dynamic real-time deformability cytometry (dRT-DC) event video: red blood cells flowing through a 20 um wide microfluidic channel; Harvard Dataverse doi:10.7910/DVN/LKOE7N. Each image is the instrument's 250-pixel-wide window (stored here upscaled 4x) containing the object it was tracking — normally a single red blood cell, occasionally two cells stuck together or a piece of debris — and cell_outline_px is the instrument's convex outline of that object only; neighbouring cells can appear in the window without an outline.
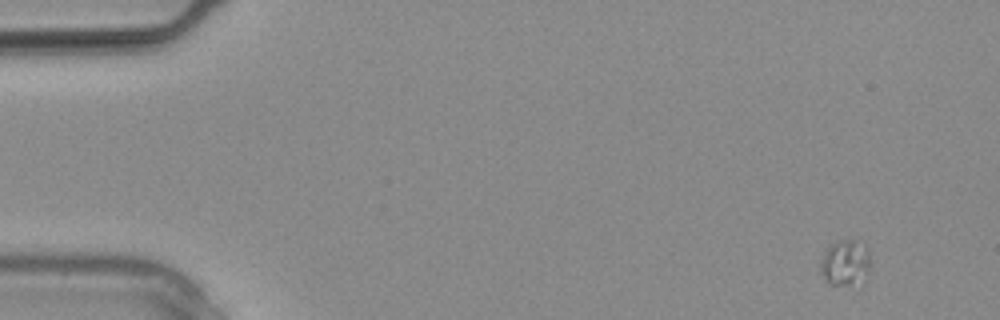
{"species": "common noctule bat (a hibernating species)", "species_latin": "Nyctalus noctula", "temperature_condition": "warm", "stored_images_in_passage": 28, "camera_frame_rate_fps": 3000, "um_per_image_px": 0.085, "animal": {"sex": "male", "body_mass_g": 20.4}, "frame": {"image": 1, "passage_image": 1, "time_ms": 0.0, "image_size_px": [1000, 320], "cell_outline_px": [[868, 268], [848, 284], [828, 284], [820, 272], [820, 260], [828, 248], [836, 240], [856, 240], [868, 252]], "centroid_in_image_um": [71.72, 22.27], "position_along_channel_um": 13.3, "area_um2": 12.2}}
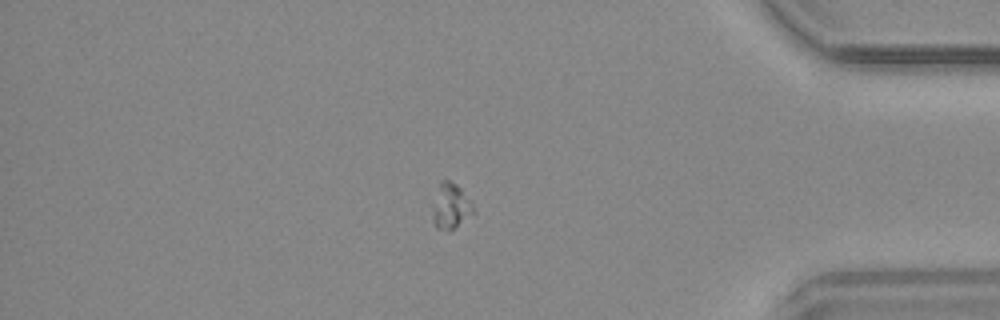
{"frame": {"image": 2, "passage_image": 24, "time_ms": 7.667, "image_size_px": [1000, 320], "cell_outline_px": [[476, 212], [448, 232], [436, 228], [432, 220], [440, 180], [448, 180], [456, 184], [460, 188], [472, 204]], "centroid_in_image_um": [38.34, 17.56], "position_along_channel_um": 396.9, "area_um2": 10.46}}
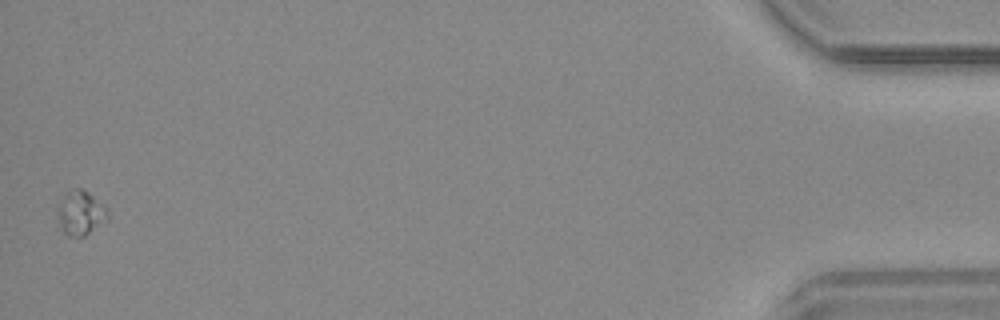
{"frame": {"image": 3, "passage_image": 28, "time_ms": 9.0, "image_size_px": [1000, 320], "cell_outline_px": [[108, 220], [84, 236], [68, 236], [64, 232], [60, 224], [60, 204], [68, 192], [72, 188], [80, 188], [88, 192], [104, 204], [108, 208]], "centroid_in_image_um": [6.93, 18.1], "position_along_channel_um": 428.3, "area_um2": 12.54}}